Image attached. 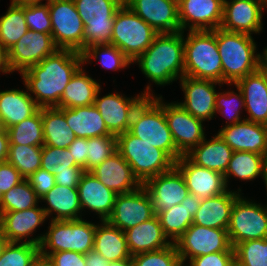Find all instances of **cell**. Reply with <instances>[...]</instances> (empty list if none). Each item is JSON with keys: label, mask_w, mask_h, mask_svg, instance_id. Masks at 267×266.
I'll use <instances>...</instances> for the list:
<instances>
[{"label": "cell", "mask_w": 267, "mask_h": 266, "mask_svg": "<svg viewBox=\"0 0 267 266\" xmlns=\"http://www.w3.org/2000/svg\"><path fill=\"white\" fill-rule=\"evenodd\" d=\"M57 165L67 166V167H81L74 159L68 148H56L52 146H42V159L41 168L47 172L53 173L54 168Z\"/></svg>", "instance_id": "816d5d0a"}, {"label": "cell", "mask_w": 267, "mask_h": 266, "mask_svg": "<svg viewBox=\"0 0 267 266\" xmlns=\"http://www.w3.org/2000/svg\"><path fill=\"white\" fill-rule=\"evenodd\" d=\"M27 180L39 198H42L56 184L54 174L42 168L31 174Z\"/></svg>", "instance_id": "11a10c76"}, {"label": "cell", "mask_w": 267, "mask_h": 266, "mask_svg": "<svg viewBox=\"0 0 267 266\" xmlns=\"http://www.w3.org/2000/svg\"><path fill=\"white\" fill-rule=\"evenodd\" d=\"M44 145L66 149L76 138L64 113L57 107H42Z\"/></svg>", "instance_id": "d590c367"}, {"label": "cell", "mask_w": 267, "mask_h": 266, "mask_svg": "<svg viewBox=\"0 0 267 266\" xmlns=\"http://www.w3.org/2000/svg\"><path fill=\"white\" fill-rule=\"evenodd\" d=\"M116 139L117 151L142 184L175 166V161L165 151L153 147L129 131L117 135Z\"/></svg>", "instance_id": "8992f818"}, {"label": "cell", "mask_w": 267, "mask_h": 266, "mask_svg": "<svg viewBox=\"0 0 267 266\" xmlns=\"http://www.w3.org/2000/svg\"><path fill=\"white\" fill-rule=\"evenodd\" d=\"M234 86L237 88L238 94L234 91L217 92L216 94V113H220L230 121H226L227 125L225 126L243 121L240 118V113L242 108H245L244 97L241 90L235 84Z\"/></svg>", "instance_id": "c3c4849f"}, {"label": "cell", "mask_w": 267, "mask_h": 266, "mask_svg": "<svg viewBox=\"0 0 267 266\" xmlns=\"http://www.w3.org/2000/svg\"><path fill=\"white\" fill-rule=\"evenodd\" d=\"M2 197H3V193L0 192V202H1V200H2Z\"/></svg>", "instance_id": "753ad0ef"}, {"label": "cell", "mask_w": 267, "mask_h": 266, "mask_svg": "<svg viewBox=\"0 0 267 266\" xmlns=\"http://www.w3.org/2000/svg\"><path fill=\"white\" fill-rule=\"evenodd\" d=\"M227 231L233 248L243 241L267 238V205L240 195L233 204Z\"/></svg>", "instance_id": "9c48e42d"}, {"label": "cell", "mask_w": 267, "mask_h": 266, "mask_svg": "<svg viewBox=\"0 0 267 266\" xmlns=\"http://www.w3.org/2000/svg\"><path fill=\"white\" fill-rule=\"evenodd\" d=\"M83 65L81 53L59 48L37 65L24 70L21 76L25 88L30 95H35L33 99L40 108L56 107L70 79Z\"/></svg>", "instance_id": "6da1fadb"}, {"label": "cell", "mask_w": 267, "mask_h": 266, "mask_svg": "<svg viewBox=\"0 0 267 266\" xmlns=\"http://www.w3.org/2000/svg\"><path fill=\"white\" fill-rule=\"evenodd\" d=\"M77 188L82 211L87 208L98 214L100 221L107 220L112 213L117 194L86 171Z\"/></svg>", "instance_id": "484cf974"}, {"label": "cell", "mask_w": 267, "mask_h": 266, "mask_svg": "<svg viewBox=\"0 0 267 266\" xmlns=\"http://www.w3.org/2000/svg\"><path fill=\"white\" fill-rule=\"evenodd\" d=\"M40 200H43L48 205V207H42L47 218L54 213L55 216H52L51 220L66 221L82 218L78 188H69L55 184Z\"/></svg>", "instance_id": "1f68e13d"}, {"label": "cell", "mask_w": 267, "mask_h": 266, "mask_svg": "<svg viewBox=\"0 0 267 266\" xmlns=\"http://www.w3.org/2000/svg\"><path fill=\"white\" fill-rule=\"evenodd\" d=\"M112 31L111 44L122 51L132 63L159 34L125 3L116 12Z\"/></svg>", "instance_id": "ba28073f"}, {"label": "cell", "mask_w": 267, "mask_h": 266, "mask_svg": "<svg viewBox=\"0 0 267 266\" xmlns=\"http://www.w3.org/2000/svg\"><path fill=\"white\" fill-rule=\"evenodd\" d=\"M84 173L85 170L82 167L57 165L53 170L56 184L69 188H77Z\"/></svg>", "instance_id": "db71d44e"}, {"label": "cell", "mask_w": 267, "mask_h": 266, "mask_svg": "<svg viewBox=\"0 0 267 266\" xmlns=\"http://www.w3.org/2000/svg\"><path fill=\"white\" fill-rule=\"evenodd\" d=\"M93 249L108 262L132 258L124 231L112 226L106 220L96 225Z\"/></svg>", "instance_id": "836d02e7"}, {"label": "cell", "mask_w": 267, "mask_h": 266, "mask_svg": "<svg viewBox=\"0 0 267 266\" xmlns=\"http://www.w3.org/2000/svg\"><path fill=\"white\" fill-rule=\"evenodd\" d=\"M231 266H239L236 262L233 264V265H231Z\"/></svg>", "instance_id": "34e18365"}, {"label": "cell", "mask_w": 267, "mask_h": 266, "mask_svg": "<svg viewBox=\"0 0 267 266\" xmlns=\"http://www.w3.org/2000/svg\"><path fill=\"white\" fill-rule=\"evenodd\" d=\"M52 31L55 45L83 53L84 23L73 0H49Z\"/></svg>", "instance_id": "30bf717a"}, {"label": "cell", "mask_w": 267, "mask_h": 266, "mask_svg": "<svg viewBox=\"0 0 267 266\" xmlns=\"http://www.w3.org/2000/svg\"><path fill=\"white\" fill-rule=\"evenodd\" d=\"M234 252L239 266H267V238L238 243Z\"/></svg>", "instance_id": "ee69618b"}, {"label": "cell", "mask_w": 267, "mask_h": 266, "mask_svg": "<svg viewBox=\"0 0 267 266\" xmlns=\"http://www.w3.org/2000/svg\"><path fill=\"white\" fill-rule=\"evenodd\" d=\"M114 20L89 19L83 22V52L94 45L111 44Z\"/></svg>", "instance_id": "f6af8a7d"}, {"label": "cell", "mask_w": 267, "mask_h": 266, "mask_svg": "<svg viewBox=\"0 0 267 266\" xmlns=\"http://www.w3.org/2000/svg\"><path fill=\"white\" fill-rule=\"evenodd\" d=\"M128 131L153 147L165 151L175 162L182 156L175 146L164 109L152 96H147L138 105Z\"/></svg>", "instance_id": "5b68a950"}, {"label": "cell", "mask_w": 267, "mask_h": 266, "mask_svg": "<svg viewBox=\"0 0 267 266\" xmlns=\"http://www.w3.org/2000/svg\"><path fill=\"white\" fill-rule=\"evenodd\" d=\"M0 72L5 74L13 72L8 60V51L2 45H0Z\"/></svg>", "instance_id": "6125c7cd"}, {"label": "cell", "mask_w": 267, "mask_h": 266, "mask_svg": "<svg viewBox=\"0 0 267 266\" xmlns=\"http://www.w3.org/2000/svg\"><path fill=\"white\" fill-rule=\"evenodd\" d=\"M54 266H86L85 254L74 251H59L49 255Z\"/></svg>", "instance_id": "6f0895ef"}, {"label": "cell", "mask_w": 267, "mask_h": 266, "mask_svg": "<svg viewBox=\"0 0 267 266\" xmlns=\"http://www.w3.org/2000/svg\"><path fill=\"white\" fill-rule=\"evenodd\" d=\"M263 181L266 184V190H267V154L264 156V162H263Z\"/></svg>", "instance_id": "a7ac6f4b"}, {"label": "cell", "mask_w": 267, "mask_h": 266, "mask_svg": "<svg viewBox=\"0 0 267 266\" xmlns=\"http://www.w3.org/2000/svg\"><path fill=\"white\" fill-rule=\"evenodd\" d=\"M184 38V76L222 84V62L216 29L189 31Z\"/></svg>", "instance_id": "277c9868"}, {"label": "cell", "mask_w": 267, "mask_h": 266, "mask_svg": "<svg viewBox=\"0 0 267 266\" xmlns=\"http://www.w3.org/2000/svg\"><path fill=\"white\" fill-rule=\"evenodd\" d=\"M164 109V115L177 150L186 155L199 145L205 136L203 121L195 118L178 103L163 102L162 96H152Z\"/></svg>", "instance_id": "7c38bea8"}, {"label": "cell", "mask_w": 267, "mask_h": 266, "mask_svg": "<svg viewBox=\"0 0 267 266\" xmlns=\"http://www.w3.org/2000/svg\"><path fill=\"white\" fill-rule=\"evenodd\" d=\"M133 266H182L175 243L170 246L132 256Z\"/></svg>", "instance_id": "681fc988"}, {"label": "cell", "mask_w": 267, "mask_h": 266, "mask_svg": "<svg viewBox=\"0 0 267 266\" xmlns=\"http://www.w3.org/2000/svg\"><path fill=\"white\" fill-rule=\"evenodd\" d=\"M43 0H11V4L15 5H28V4H41ZM49 0H47L48 2Z\"/></svg>", "instance_id": "003e7915"}, {"label": "cell", "mask_w": 267, "mask_h": 266, "mask_svg": "<svg viewBox=\"0 0 267 266\" xmlns=\"http://www.w3.org/2000/svg\"><path fill=\"white\" fill-rule=\"evenodd\" d=\"M180 85L184 93V102H177L187 112L195 118L205 121L212 120L216 115V85L222 86L221 83L196 79L189 76H183Z\"/></svg>", "instance_id": "d6986e66"}, {"label": "cell", "mask_w": 267, "mask_h": 266, "mask_svg": "<svg viewBox=\"0 0 267 266\" xmlns=\"http://www.w3.org/2000/svg\"><path fill=\"white\" fill-rule=\"evenodd\" d=\"M175 166L182 173L189 193L201 200L221 195L228 190L222 173L197 166L185 155L175 162Z\"/></svg>", "instance_id": "7402d4cb"}, {"label": "cell", "mask_w": 267, "mask_h": 266, "mask_svg": "<svg viewBox=\"0 0 267 266\" xmlns=\"http://www.w3.org/2000/svg\"><path fill=\"white\" fill-rule=\"evenodd\" d=\"M3 129H4V127H3L1 119H0V131H2Z\"/></svg>", "instance_id": "8c879c8a"}, {"label": "cell", "mask_w": 267, "mask_h": 266, "mask_svg": "<svg viewBox=\"0 0 267 266\" xmlns=\"http://www.w3.org/2000/svg\"><path fill=\"white\" fill-rule=\"evenodd\" d=\"M82 21L89 19H115L124 0H73Z\"/></svg>", "instance_id": "7bdbcfd3"}, {"label": "cell", "mask_w": 267, "mask_h": 266, "mask_svg": "<svg viewBox=\"0 0 267 266\" xmlns=\"http://www.w3.org/2000/svg\"><path fill=\"white\" fill-rule=\"evenodd\" d=\"M90 173L116 194L130 193L143 185L118 151L93 168Z\"/></svg>", "instance_id": "cb8c5ba5"}, {"label": "cell", "mask_w": 267, "mask_h": 266, "mask_svg": "<svg viewBox=\"0 0 267 266\" xmlns=\"http://www.w3.org/2000/svg\"><path fill=\"white\" fill-rule=\"evenodd\" d=\"M46 219L45 211L39 206L23 211L0 213V232L9 242H25L39 246L44 235L40 234L31 239L29 236H32L36 228L40 227Z\"/></svg>", "instance_id": "44dd1931"}, {"label": "cell", "mask_w": 267, "mask_h": 266, "mask_svg": "<svg viewBox=\"0 0 267 266\" xmlns=\"http://www.w3.org/2000/svg\"><path fill=\"white\" fill-rule=\"evenodd\" d=\"M39 252L38 245L9 242L0 257V266H30Z\"/></svg>", "instance_id": "7dc6e473"}, {"label": "cell", "mask_w": 267, "mask_h": 266, "mask_svg": "<svg viewBox=\"0 0 267 266\" xmlns=\"http://www.w3.org/2000/svg\"><path fill=\"white\" fill-rule=\"evenodd\" d=\"M218 135L233 150L267 154V126L243 119L233 125L222 127Z\"/></svg>", "instance_id": "603a6c76"}, {"label": "cell", "mask_w": 267, "mask_h": 266, "mask_svg": "<svg viewBox=\"0 0 267 266\" xmlns=\"http://www.w3.org/2000/svg\"><path fill=\"white\" fill-rule=\"evenodd\" d=\"M108 263L109 262L94 249L85 254L86 266H107Z\"/></svg>", "instance_id": "91938a15"}, {"label": "cell", "mask_w": 267, "mask_h": 266, "mask_svg": "<svg viewBox=\"0 0 267 266\" xmlns=\"http://www.w3.org/2000/svg\"><path fill=\"white\" fill-rule=\"evenodd\" d=\"M201 199L189 193L181 204L162 210L158 216L163 232L171 243H175L192 225L193 217L198 211Z\"/></svg>", "instance_id": "83f0119b"}, {"label": "cell", "mask_w": 267, "mask_h": 266, "mask_svg": "<svg viewBox=\"0 0 267 266\" xmlns=\"http://www.w3.org/2000/svg\"><path fill=\"white\" fill-rule=\"evenodd\" d=\"M40 198L36 195L27 179H24L8 192L3 194L0 202V213L23 211L38 206Z\"/></svg>", "instance_id": "60d3db41"}, {"label": "cell", "mask_w": 267, "mask_h": 266, "mask_svg": "<svg viewBox=\"0 0 267 266\" xmlns=\"http://www.w3.org/2000/svg\"><path fill=\"white\" fill-rule=\"evenodd\" d=\"M57 49L59 48L55 45L51 34L28 29L27 33L8 50L11 70L21 74L53 54Z\"/></svg>", "instance_id": "9a60e30c"}, {"label": "cell", "mask_w": 267, "mask_h": 266, "mask_svg": "<svg viewBox=\"0 0 267 266\" xmlns=\"http://www.w3.org/2000/svg\"><path fill=\"white\" fill-rule=\"evenodd\" d=\"M25 178L8 161L0 163V192L3 194L15 187Z\"/></svg>", "instance_id": "9f6ffc18"}, {"label": "cell", "mask_w": 267, "mask_h": 266, "mask_svg": "<svg viewBox=\"0 0 267 266\" xmlns=\"http://www.w3.org/2000/svg\"><path fill=\"white\" fill-rule=\"evenodd\" d=\"M9 243V241L2 235L0 232V257L2 256V253L4 251V248Z\"/></svg>", "instance_id": "89a4df30"}, {"label": "cell", "mask_w": 267, "mask_h": 266, "mask_svg": "<svg viewBox=\"0 0 267 266\" xmlns=\"http://www.w3.org/2000/svg\"><path fill=\"white\" fill-rule=\"evenodd\" d=\"M83 64L85 62H90V60H99L103 68L112 69L113 71L118 69H124L130 64H133L132 61L116 46L112 44H102L94 45L88 47L83 53Z\"/></svg>", "instance_id": "b9f144b4"}, {"label": "cell", "mask_w": 267, "mask_h": 266, "mask_svg": "<svg viewBox=\"0 0 267 266\" xmlns=\"http://www.w3.org/2000/svg\"><path fill=\"white\" fill-rule=\"evenodd\" d=\"M131 255L159 250L172 243L165 236L157 215L124 231Z\"/></svg>", "instance_id": "f1b7e54d"}, {"label": "cell", "mask_w": 267, "mask_h": 266, "mask_svg": "<svg viewBox=\"0 0 267 266\" xmlns=\"http://www.w3.org/2000/svg\"><path fill=\"white\" fill-rule=\"evenodd\" d=\"M240 195L237 191L227 190L221 195L202 199L192 224L228 229L233 204Z\"/></svg>", "instance_id": "4316f807"}, {"label": "cell", "mask_w": 267, "mask_h": 266, "mask_svg": "<svg viewBox=\"0 0 267 266\" xmlns=\"http://www.w3.org/2000/svg\"><path fill=\"white\" fill-rule=\"evenodd\" d=\"M42 146L9 145L7 161L27 179L41 168Z\"/></svg>", "instance_id": "ab89813d"}, {"label": "cell", "mask_w": 267, "mask_h": 266, "mask_svg": "<svg viewBox=\"0 0 267 266\" xmlns=\"http://www.w3.org/2000/svg\"><path fill=\"white\" fill-rule=\"evenodd\" d=\"M68 150L72 159L87 172V138L76 137Z\"/></svg>", "instance_id": "680465c9"}, {"label": "cell", "mask_w": 267, "mask_h": 266, "mask_svg": "<svg viewBox=\"0 0 267 266\" xmlns=\"http://www.w3.org/2000/svg\"><path fill=\"white\" fill-rule=\"evenodd\" d=\"M182 266L187 258L217 253L220 251H234L227 229L208 228L192 224L175 242Z\"/></svg>", "instance_id": "8fae6325"}, {"label": "cell", "mask_w": 267, "mask_h": 266, "mask_svg": "<svg viewBox=\"0 0 267 266\" xmlns=\"http://www.w3.org/2000/svg\"><path fill=\"white\" fill-rule=\"evenodd\" d=\"M216 40L222 62V85L235 84L260 68V53H256L257 44L251 35L217 28Z\"/></svg>", "instance_id": "3957f363"}, {"label": "cell", "mask_w": 267, "mask_h": 266, "mask_svg": "<svg viewBox=\"0 0 267 266\" xmlns=\"http://www.w3.org/2000/svg\"><path fill=\"white\" fill-rule=\"evenodd\" d=\"M142 73L159 86L184 76L183 31L160 33L152 44L134 61Z\"/></svg>", "instance_id": "7a4b0ae2"}, {"label": "cell", "mask_w": 267, "mask_h": 266, "mask_svg": "<svg viewBox=\"0 0 267 266\" xmlns=\"http://www.w3.org/2000/svg\"><path fill=\"white\" fill-rule=\"evenodd\" d=\"M24 15L28 29L35 32L51 34L52 25L49 6L44 4L24 5Z\"/></svg>", "instance_id": "f907efd6"}, {"label": "cell", "mask_w": 267, "mask_h": 266, "mask_svg": "<svg viewBox=\"0 0 267 266\" xmlns=\"http://www.w3.org/2000/svg\"><path fill=\"white\" fill-rule=\"evenodd\" d=\"M65 115L70 129L79 138L109 136L111 134L96 106L89 105L75 108H59Z\"/></svg>", "instance_id": "d6a6232c"}, {"label": "cell", "mask_w": 267, "mask_h": 266, "mask_svg": "<svg viewBox=\"0 0 267 266\" xmlns=\"http://www.w3.org/2000/svg\"><path fill=\"white\" fill-rule=\"evenodd\" d=\"M151 85L146 87V91L135 97H125L119 93H109L103 97H99L100 90H98L94 105L100 112L103 120L105 121L108 131L117 136L129 130L132 121L133 113L138 105L147 97L153 96L150 89Z\"/></svg>", "instance_id": "4fadbf2b"}, {"label": "cell", "mask_w": 267, "mask_h": 266, "mask_svg": "<svg viewBox=\"0 0 267 266\" xmlns=\"http://www.w3.org/2000/svg\"><path fill=\"white\" fill-rule=\"evenodd\" d=\"M117 151L115 135L99 136L87 139V172L100 165Z\"/></svg>", "instance_id": "bcb514c9"}, {"label": "cell", "mask_w": 267, "mask_h": 266, "mask_svg": "<svg viewBox=\"0 0 267 266\" xmlns=\"http://www.w3.org/2000/svg\"><path fill=\"white\" fill-rule=\"evenodd\" d=\"M30 266H54L52 260L49 256L43 255L42 253H38L36 257L32 260Z\"/></svg>", "instance_id": "be15d7a7"}, {"label": "cell", "mask_w": 267, "mask_h": 266, "mask_svg": "<svg viewBox=\"0 0 267 266\" xmlns=\"http://www.w3.org/2000/svg\"><path fill=\"white\" fill-rule=\"evenodd\" d=\"M39 245L40 253L49 256L59 251L87 254L93 249L96 224L81 219L51 220ZM49 248V250L47 249ZM51 250V251H50Z\"/></svg>", "instance_id": "52a82bcc"}, {"label": "cell", "mask_w": 267, "mask_h": 266, "mask_svg": "<svg viewBox=\"0 0 267 266\" xmlns=\"http://www.w3.org/2000/svg\"><path fill=\"white\" fill-rule=\"evenodd\" d=\"M263 0H224L220 28L251 35L263 30Z\"/></svg>", "instance_id": "e0dca14e"}, {"label": "cell", "mask_w": 267, "mask_h": 266, "mask_svg": "<svg viewBox=\"0 0 267 266\" xmlns=\"http://www.w3.org/2000/svg\"><path fill=\"white\" fill-rule=\"evenodd\" d=\"M235 85L241 90L244 97L245 111L248 116L245 120L267 124V71L258 69L239 79Z\"/></svg>", "instance_id": "d4e9b609"}, {"label": "cell", "mask_w": 267, "mask_h": 266, "mask_svg": "<svg viewBox=\"0 0 267 266\" xmlns=\"http://www.w3.org/2000/svg\"><path fill=\"white\" fill-rule=\"evenodd\" d=\"M9 145L43 146L42 108L34 115L7 129Z\"/></svg>", "instance_id": "f35d334b"}, {"label": "cell", "mask_w": 267, "mask_h": 266, "mask_svg": "<svg viewBox=\"0 0 267 266\" xmlns=\"http://www.w3.org/2000/svg\"><path fill=\"white\" fill-rule=\"evenodd\" d=\"M33 97L28 90L11 89L0 92V119L6 130L40 109Z\"/></svg>", "instance_id": "f546056e"}, {"label": "cell", "mask_w": 267, "mask_h": 266, "mask_svg": "<svg viewBox=\"0 0 267 266\" xmlns=\"http://www.w3.org/2000/svg\"><path fill=\"white\" fill-rule=\"evenodd\" d=\"M107 266H133L132 259L109 262Z\"/></svg>", "instance_id": "03108f58"}, {"label": "cell", "mask_w": 267, "mask_h": 266, "mask_svg": "<svg viewBox=\"0 0 267 266\" xmlns=\"http://www.w3.org/2000/svg\"><path fill=\"white\" fill-rule=\"evenodd\" d=\"M143 186L151 198L155 214L181 204L189 194L185 179L176 166L149 178Z\"/></svg>", "instance_id": "2e32d148"}, {"label": "cell", "mask_w": 267, "mask_h": 266, "mask_svg": "<svg viewBox=\"0 0 267 266\" xmlns=\"http://www.w3.org/2000/svg\"><path fill=\"white\" fill-rule=\"evenodd\" d=\"M233 150L223 141L218 133L211 140L206 138L192 148L185 156L200 167L211 169L225 174Z\"/></svg>", "instance_id": "4dcf8cb0"}, {"label": "cell", "mask_w": 267, "mask_h": 266, "mask_svg": "<svg viewBox=\"0 0 267 266\" xmlns=\"http://www.w3.org/2000/svg\"><path fill=\"white\" fill-rule=\"evenodd\" d=\"M184 266H231L235 263L234 251H220L217 253L194 257Z\"/></svg>", "instance_id": "f5cc1de1"}, {"label": "cell", "mask_w": 267, "mask_h": 266, "mask_svg": "<svg viewBox=\"0 0 267 266\" xmlns=\"http://www.w3.org/2000/svg\"><path fill=\"white\" fill-rule=\"evenodd\" d=\"M267 7V0H263V10Z\"/></svg>", "instance_id": "2644e50d"}, {"label": "cell", "mask_w": 267, "mask_h": 266, "mask_svg": "<svg viewBox=\"0 0 267 266\" xmlns=\"http://www.w3.org/2000/svg\"><path fill=\"white\" fill-rule=\"evenodd\" d=\"M124 3L159 34L181 31L178 0H124Z\"/></svg>", "instance_id": "ffe728a7"}, {"label": "cell", "mask_w": 267, "mask_h": 266, "mask_svg": "<svg viewBox=\"0 0 267 266\" xmlns=\"http://www.w3.org/2000/svg\"><path fill=\"white\" fill-rule=\"evenodd\" d=\"M27 30L24 5L10 4L5 15L0 16V45L8 51Z\"/></svg>", "instance_id": "74e56055"}, {"label": "cell", "mask_w": 267, "mask_h": 266, "mask_svg": "<svg viewBox=\"0 0 267 266\" xmlns=\"http://www.w3.org/2000/svg\"><path fill=\"white\" fill-rule=\"evenodd\" d=\"M264 156L252 152L233 151L228 168L224 174L226 186L228 179L233 176L241 181L255 180L258 176L263 178Z\"/></svg>", "instance_id": "8d00e7d4"}, {"label": "cell", "mask_w": 267, "mask_h": 266, "mask_svg": "<svg viewBox=\"0 0 267 266\" xmlns=\"http://www.w3.org/2000/svg\"><path fill=\"white\" fill-rule=\"evenodd\" d=\"M224 0H178L181 31L214 30L223 19Z\"/></svg>", "instance_id": "ac0fdd59"}, {"label": "cell", "mask_w": 267, "mask_h": 266, "mask_svg": "<svg viewBox=\"0 0 267 266\" xmlns=\"http://www.w3.org/2000/svg\"><path fill=\"white\" fill-rule=\"evenodd\" d=\"M9 144L8 131L4 128L0 131V163H3L8 159Z\"/></svg>", "instance_id": "94428289"}, {"label": "cell", "mask_w": 267, "mask_h": 266, "mask_svg": "<svg viewBox=\"0 0 267 266\" xmlns=\"http://www.w3.org/2000/svg\"><path fill=\"white\" fill-rule=\"evenodd\" d=\"M259 67L267 71V47L264 49L263 54L259 55Z\"/></svg>", "instance_id": "e7e4bbea"}, {"label": "cell", "mask_w": 267, "mask_h": 266, "mask_svg": "<svg viewBox=\"0 0 267 266\" xmlns=\"http://www.w3.org/2000/svg\"><path fill=\"white\" fill-rule=\"evenodd\" d=\"M80 67L67 84L57 108L93 105L101 85Z\"/></svg>", "instance_id": "e575fe53"}, {"label": "cell", "mask_w": 267, "mask_h": 266, "mask_svg": "<svg viewBox=\"0 0 267 266\" xmlns=\"http://www.w3.org/2000/svg\"><path fill=\"white\" fill-rule=\"evenodd\" d=\"M155 215L151 198L142 185L133 192L117 194L112 213L106 221L112 226L126 231L150 220Z\"/></svg>", "instance_id": "5bb4252c"}]
</instances>
